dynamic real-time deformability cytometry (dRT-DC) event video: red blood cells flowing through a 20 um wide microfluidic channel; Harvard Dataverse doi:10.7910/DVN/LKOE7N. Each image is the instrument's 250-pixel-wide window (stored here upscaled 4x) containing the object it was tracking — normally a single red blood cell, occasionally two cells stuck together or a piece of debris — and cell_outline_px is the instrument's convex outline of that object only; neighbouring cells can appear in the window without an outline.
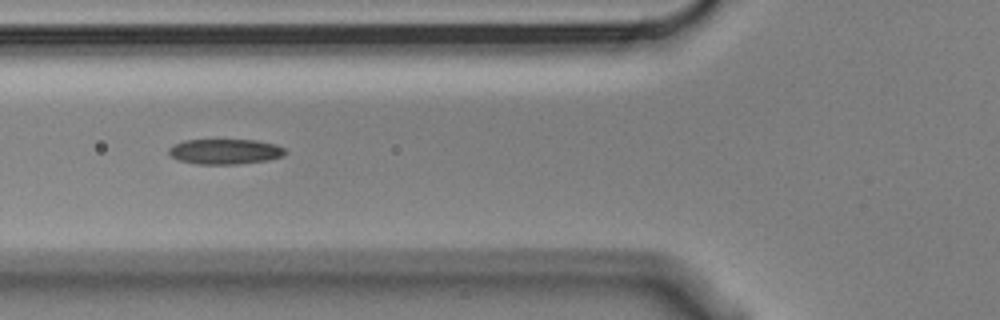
{"species": "Egyptian fruit bat (a non-hibernating species)", "species_latin": "Rousettus aegyptiacus", "temperature_condition": "cold", "stored_images_in_passage": 14, "camera_frame_rate_fps": 3000, "um_per_image_px": 0.085, "animal": {"sex": "male"}, "frame": {"image": 1, "passage_image": 5, "time_ms": 1.333, "image_size_px": [1000, 320], "cell_outline_px": [[288, 152], [284, 156], [268, 160], [236, 164], [196, 164], [176, 160], [168, 152], [168, 148], [184, 140], [256, 140], [276, 144], [284, 148]], "centroid_in_image_um": [19.15, 12.88], "position_along_channel_um": 106.7, "area_um2": 17.22}}
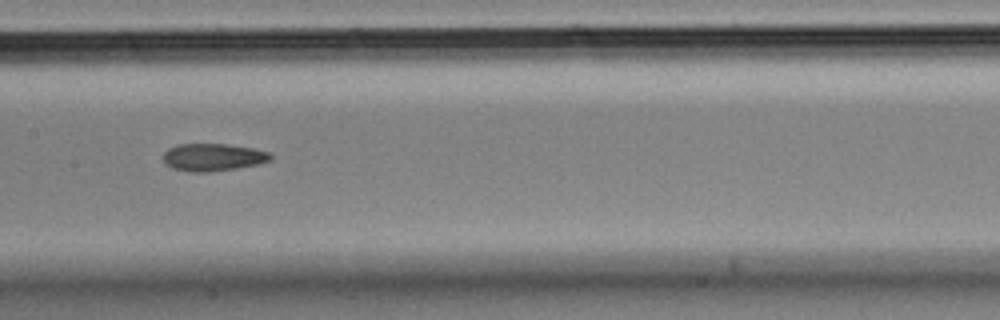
{"frame": {"image": 2, "passage_image": 7, "time_ms": 2.0, "image_size_px": [1000, 320], "cell_outline_px": [[272, 160], [260, 164], [212, 172], [192, 172], [172, 168], [164, 164], [164, 152], [168, 148], [176, 144], [228, 144], [252, 148], [268, 152], [272, 156]], "centroid_in_image_um": [18.1, 13.37], "position_along_channel_um": 189.3, "area_um2": 17.34}}
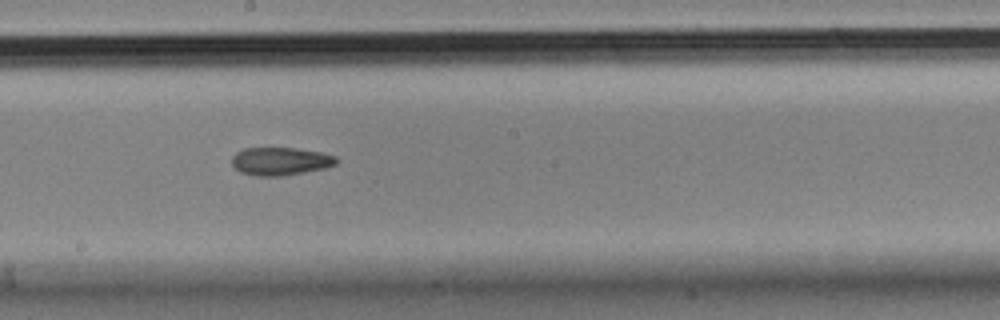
{"frame": {"image": 3, "passage_image": 8, "time_ms": 2.333, "image_size_px": [1000, 320], "cell_outline_px": [[340, 160], [336, 164], [324, 168], [284, 176], [252, 176], [240, 172], [232, 164], [232, 156], [236, 152], [244, 148], [292, 148], [320, 152], [336, 156]], "centroid_in_image_um": [23.82, 13.71], "position_along_channel_um": 224.4, "area_um2": 17.11}}